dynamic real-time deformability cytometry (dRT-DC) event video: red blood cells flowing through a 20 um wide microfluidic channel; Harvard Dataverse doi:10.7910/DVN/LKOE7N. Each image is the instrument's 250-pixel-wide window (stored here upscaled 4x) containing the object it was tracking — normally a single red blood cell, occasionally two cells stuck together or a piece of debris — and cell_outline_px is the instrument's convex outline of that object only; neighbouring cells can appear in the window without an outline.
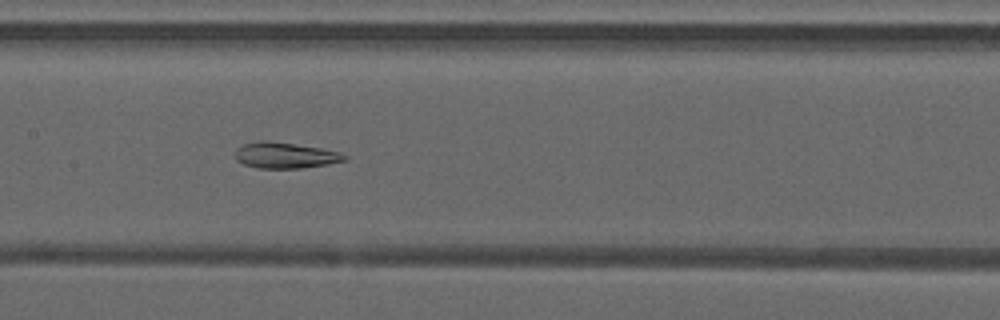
{"species": "common noctule bat (a hibernating species)", "species_latin": "Nyctalus noctula", "temperature_condition": "warm", "stored_images_in_passage": 44, "camera_frame_rate_fps": 3000, "um_per_image_px": 0.085, "animal": {"sex": "male", "forearm_length_mm": 52.5}, "frame": {"image": 1, "passage_image": 20, "time_ms": 6.333, "image_size_px": [1000, 320], "cell_outline_px": [[348, 160], [328, 164], [304, 168], [260, 168], [244, 164], [236, 160], [236, 148], [244, 144], [260, 140], [268, 140], [320, 148], [340, 152], [348, 156]], "centroid_in_image_um": [24.26, 13.2], "position_along_channel_um": 183.1, "area_um2": 16.53}}
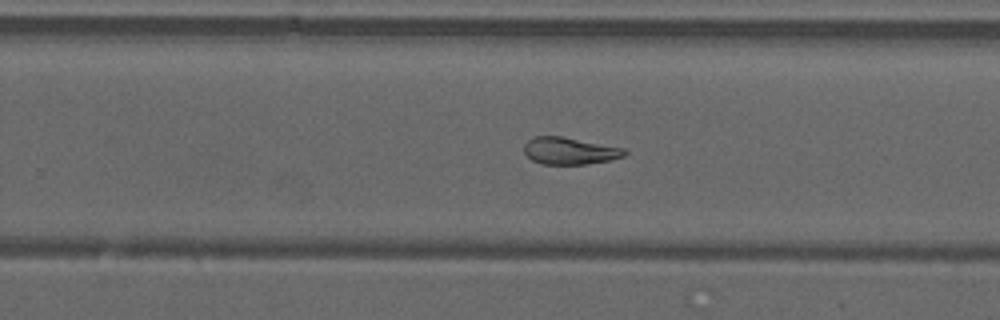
{"frame": {"image": 2, "passage_image": 27, "time_ms": 8.667, "image_size_px": [1000, 320], "cell_outline_px": [[628, 152], [624, 156], [608, 160], [584, 164], [540, 164], [532, 160], [524, 152], [524, 144], [532, 136], [564, 136], [624, 148]], "centroid_in_image_um": [48.4, 12.81], "position_along_channel_um": 281.4, "area_um2": 15.9}}
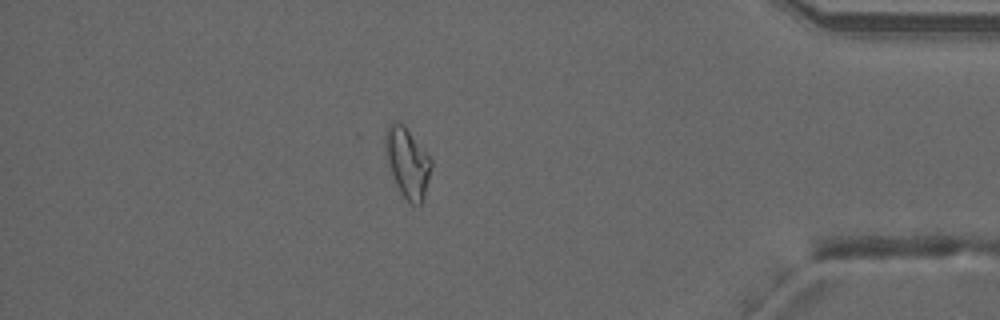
{"frame": {"image": 3, "passage_image": 38, "time_ms": 12.333, "image_size_px": [1000, 320], "cell_outline_px": [[432, 164], [424, 196], [420, 204], [412, 204], [400, 192], [396, 184], [384, 148], [384, 136], [388, 124], [392, 120], [400, 120], [404, 124], [432, 160]], "centroid_in_image_um": [34.61, 13.73], "position_along_channel_um": 400.6, "area_um2": 18.5}, "authors_computed_cell_mechanics": {"area_um2": 19.0451, "velocity_mm_per_s": 4.2292, "shape_relaxation_time_tau1_ms": null, "shape_relaxation_time_tau2_ms": 3.218, "deformation_change_tau1": null, "deformation_change_tau2": 0.0915}}